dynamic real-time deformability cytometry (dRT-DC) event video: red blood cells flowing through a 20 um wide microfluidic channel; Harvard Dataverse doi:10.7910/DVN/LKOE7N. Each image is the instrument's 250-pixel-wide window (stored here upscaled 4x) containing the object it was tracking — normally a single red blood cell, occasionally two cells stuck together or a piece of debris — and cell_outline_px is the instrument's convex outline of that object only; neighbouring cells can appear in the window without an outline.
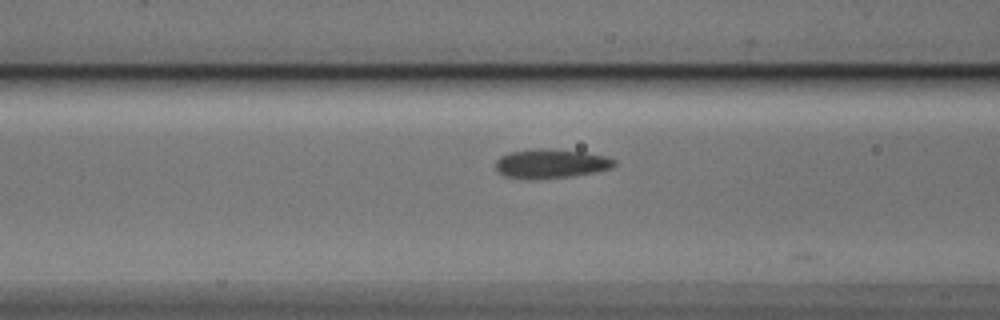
{"species": "Egyptian fruit bat (a non-hibernating species)", "species_latin": "Rousettus aegyptiacus", "temperature_condition": "cold", "stored_images_in_passage": 15, "camera_frame_rate_fps": 3000, "um_per_image_px": 0.085, "animal": {"sex": "male"}, "frame": {"image": 1, "passage_image": 13, "time_ms": 4.0, "image_size_px": [1000, 320], "cell_outline_px": [[616, 164], [612, 168], [596, 172], [572, 176], [504, 176], [496, 168], [496, 160], [500, 156], [508, 152], [536, 148], [548, 148], [584, 152], [608, 156], [616, 160]], "centroid_in_image_um": [46.9, 13.85], "position_along_channel_um": 119.7, "area_um2": 19.54}}